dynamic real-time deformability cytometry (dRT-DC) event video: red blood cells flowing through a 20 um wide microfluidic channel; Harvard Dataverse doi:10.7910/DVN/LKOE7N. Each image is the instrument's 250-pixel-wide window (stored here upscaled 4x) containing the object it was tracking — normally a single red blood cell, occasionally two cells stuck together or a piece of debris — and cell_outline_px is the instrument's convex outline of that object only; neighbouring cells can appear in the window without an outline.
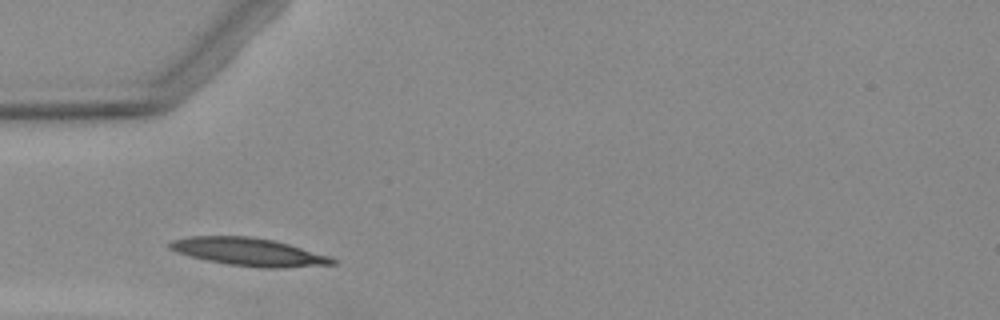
{"species": "Egyptian fruit bat (a non-hibernating species)", "species_latin": "Rousettus aegyptiacus", "temperature_condition": "warm", "stored_images_in_passage": 2, "camera_frame_rate_fps": 3000, "um_per_image_px": 0.085, "animal": {"sex": "female"}, "frame": {"image": 1, "passage_image": 1, "time_ms": 0.0, "image_size_px": [1000, 320], "cell_outline_px": [[336, 264], [280, 268], [260, 268], [228, 264], [208, 260], [176, 252], [168, 248], [164, 244], [172, 240], [188, 236], [252, 236], [272, 240], [288, 244], [328, 256], [336, 260]], "centroid_in_image_um": [21.08, 21.4], "position_along_channel_um": 63.9, "area_um2": 26.3}}
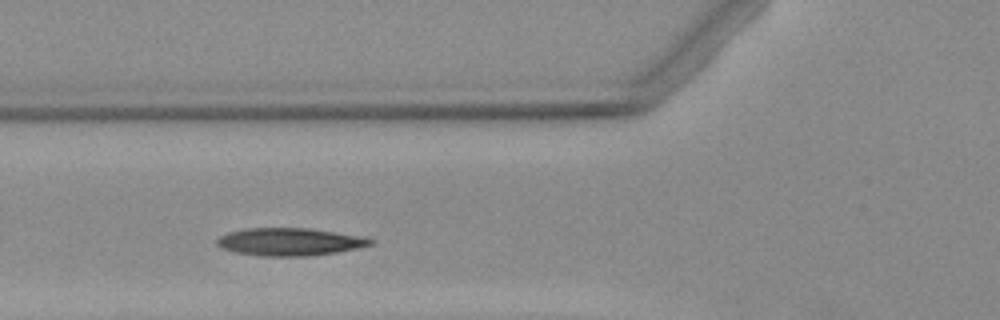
{"frame": {"image": 2, "passage_image": 2, "time_ms": 1.0, "image_size_px": [1000, 320], "cell_outline_px": [[376, 240], [372, 244], [356, 248], [336, 252], [312, 256], [260, 256], [236, 252], [220, 248], [216, 244], [216, 240], [220, 236], [228, 232], [248, 228], [308, 228], [356, 236]], "centroid_in_image_um": [24.55, 20.56], "position_along_channel_um": 101.2, "area_um2": 24.51}}